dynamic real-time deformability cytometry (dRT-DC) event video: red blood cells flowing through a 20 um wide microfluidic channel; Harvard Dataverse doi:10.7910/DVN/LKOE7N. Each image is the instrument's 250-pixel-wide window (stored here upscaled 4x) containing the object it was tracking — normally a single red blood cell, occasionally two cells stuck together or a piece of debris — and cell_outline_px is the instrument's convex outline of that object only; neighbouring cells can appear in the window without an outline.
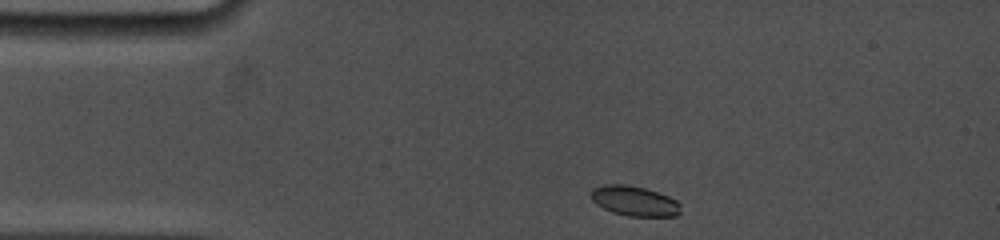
{"species": "common noctule bat (a hibernating species)", "species_latin": "Nyctalus noctula", "temperature_condition": "cold", "stored_images_in_passage": 35, "camera_frame_rate_fps": 5000, "um_per_image_px": 0.085, "animal": {"sex": "female", "body_mass_g": 19.0, "forearm_length_mm": 53.3}, "frame": {"image": 1, "passage_image": 1, "time_ms": 0.0, "image_size_px": [1000, 240], "cell_outline_px": [[680, 212], [676, 216], [628, 216], [612, 212], [596, 204], [592, 200], [592, 188], [604, 184], [624, 184], [644, 188], [668, 196], [676, 200], [680, 204]], "centroid_in_image_um": [53.92, 17.08], "position_along_channel_um": 31.1, "area_um2": 15.55}}
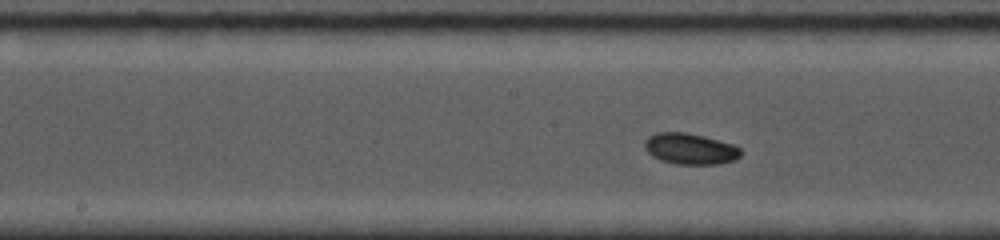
{"frame": {"image": 2, "passage_image": 21, "time_ms": 5.4, "image_size_px": [1000, 240], "cell_outline_px": [[740, 156], [736, 160], [720, 164], [676, 164], [660, 160], [652, 156], [644, 148], [644, 140], [648, 136], [656, 132], [688, 132], [736, 144], [740, 148]], "centroid_in_image_um": [58.67, 12.64], "position_along_channel_um": 189.5, "area_um2": 17.74}}
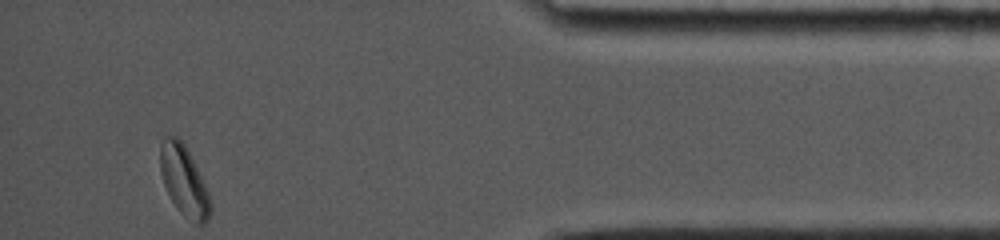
{"frame": {"image": 3, "passage_image": 35, "time_ms": 12.4, "image_size_px": [1000, 240], "cell_outline_px": [[212, 212], [208, 220], [204, 224], [196, 224], [184, 216], [176, 208], [164, 184], [160, 172], [160, 144], [164, 136], [176, 136], [184, 144], [208, 192], [212, 204]], "centroid_in_image_um": [15.64, 15.41], "position_along_channel_um": 419.6, "area_um2": 20.29}, "authors_computed_cell_mechanics": {"area_um2": 16.9354, "velocity_mm_per_s": 3.7488, "shape_relaxation_time_tau1_ms": 2.3551, "shape_relaxation_time_tau2_ms": null, "deformation_change_tau1": 0.0596, "deformation_change_tau2": null}}